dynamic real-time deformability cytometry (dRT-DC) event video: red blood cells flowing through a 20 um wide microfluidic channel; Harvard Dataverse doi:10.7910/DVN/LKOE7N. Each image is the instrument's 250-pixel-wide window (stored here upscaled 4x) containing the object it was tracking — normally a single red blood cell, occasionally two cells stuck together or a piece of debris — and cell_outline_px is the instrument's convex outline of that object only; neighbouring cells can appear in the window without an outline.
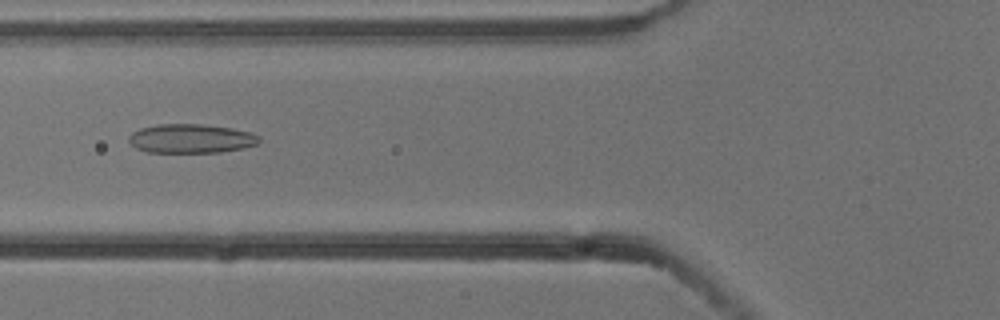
{"species": "common noctule bat (a hibernating species)", "species_latin": "Nyctalus noctula", "temperature_condition": "cold", "stored_images_in_passage": 4, "camera_frame_rate_fps": 3000, "um_per_image_px": 0.085, "animal": {"sex": "male", "body_mass_g": 13.3}, "frame": {"image": 1, "passage_image": 4, "time_ms": 1.0, "image_size_px": [1000, 320], "cell_outline_px": [[260, 140], [256, 144], [240, 148], [220, 152], [148, 152], [136, 148], [128, 140], [128, 136], [132, 132], [140, 128], [160, 124], [200, 124], [232, 128], [248, 132], [260, 136]], "centroid_in_image_um": [16.2, 11.77], "position_along_channel_um": 109.6, "area_um2": 21.85}}